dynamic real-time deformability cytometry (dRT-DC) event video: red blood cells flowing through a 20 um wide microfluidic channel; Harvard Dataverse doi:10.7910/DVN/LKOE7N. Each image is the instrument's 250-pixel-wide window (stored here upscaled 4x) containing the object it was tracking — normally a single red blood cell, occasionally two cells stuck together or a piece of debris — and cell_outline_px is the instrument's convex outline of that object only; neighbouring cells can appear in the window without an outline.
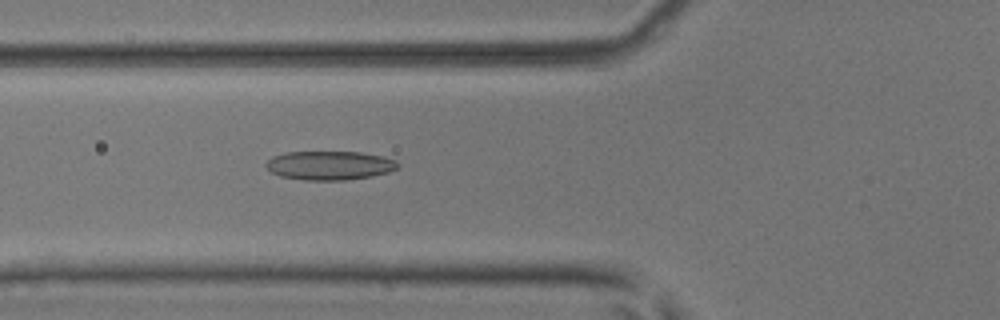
{"species": "common noctule bat (a hibernating species)", "species_latin": "Nyctalus noctula", "temperature_condition": "room temperature", "stored_images_in_passage": 50, "camera_frame_rate_fps": 3000, "um_per_image_px": 0.085, "animal": {"sex": "male", "body_mass_g": 17.9, "forearm_length_mm": 54.2}, "frame": {"image": 1, "passage_image": 17, "time_ms": 5.333, "image_size_px": [1000, 320], "cell_outline_px": [[400, 168], [388, 172], [372, 176], [348, 180], [304, 180], [280, 176], [272, 172], [264, 164], [272, 156], [288, 152], [360, 152], [384, 156], [396, 160], [400, 164]], "centroid_in_image_um": [28.06, 14.06], "position_along_channel_um": 97.7, "area_um2": 22.37}}
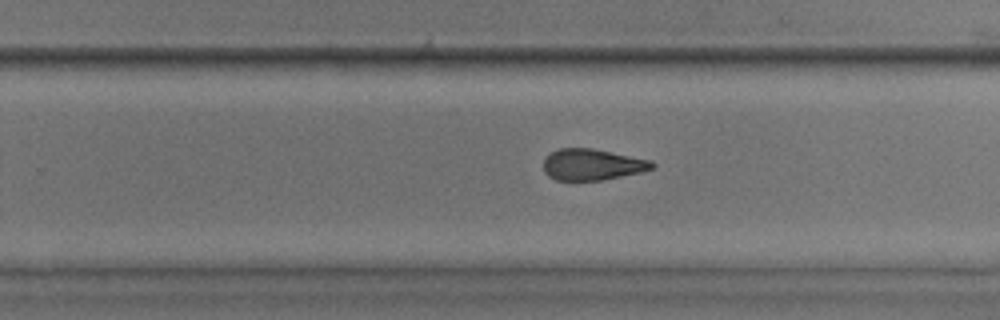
{"frame": {"image": 2, "passage_image": 31, "time_ms": 10.0, "image_size_px": [1000, 320], "cell_outline_px": [[656, 164], [652, 168], [640, 172], [600, 180], [556, 180], [548, 176], [544, 172], [544, 160], [552, 152], [560, 148], [592, 148], [652, 160]], "centroid_in_image_um": [50.33, 13.98], "position_along_channel_um": 279.5, "area_um2": 19.59}}
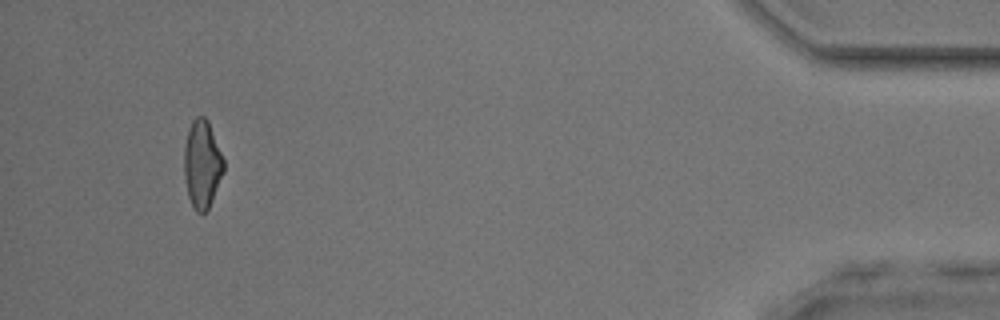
{"frame": {"image": 3, "passage_image": 47, "time_ms": 15.333, "image_size_px": [1000, 320], "cell_outline_px": [[224, 172], [212, 200], [208, 208], [204, 212], [196, 212], [188, 196], [184, 176], [184, 148], [188, 128], [192, 120], [196, 116], [204, 116], [208, 120], [224, 160]], "centroid_in_image_um": [17.17, 13.92], "position_along_channel_um": 418.0, "area_um2": 20.23}, "authors_computed_cell_mechanics": {"area_um2": 21.0103, "velocity_mm_per_s": 3.8985, "shape_relaxation_time_tau1_ms": null, "shape_relaxation_time_tau2_ms": 3.0519, "deformation_change_tau1": null, "deformation_change_tau2": 0.1086}}